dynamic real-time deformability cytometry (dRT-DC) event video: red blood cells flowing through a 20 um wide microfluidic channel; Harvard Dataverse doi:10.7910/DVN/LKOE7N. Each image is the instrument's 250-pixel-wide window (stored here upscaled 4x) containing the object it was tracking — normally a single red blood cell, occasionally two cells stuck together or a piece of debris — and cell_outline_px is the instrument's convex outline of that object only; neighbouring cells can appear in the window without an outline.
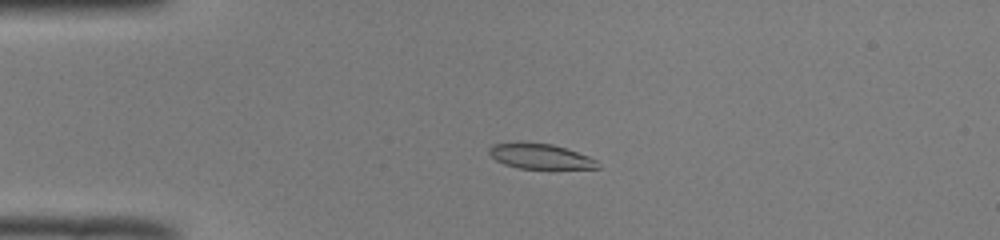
{"species": "common noctule bat (a hibernating species)", "species_latin": "Nyctalus noctula", "temperature_condition": "room temperature", "stored_images_in_passage": 52, "camera_frame_rate_fps": 3000, "um_per_image_px": 0.085, "animal": {"sex": "male", "body_mass_g": 19.0, "forearm_length_mm": 50.8}, "frame": {"image": 1, "passage_image": 13, "time_ms": 4.0, "image_size_px": [1000, 240], "cell_outline_px": [[600, 168], [520, 168], [504, 164], [496, 160], [488, 152], [488, 148], [492, 144], [516, 140], [520, 140], [552, 144], [588, 156], [596, 160]], "centroid_in_image_um": [45.82, 13.24], "position_along_channel_um": 39.2, "area_um2": 16.07}}
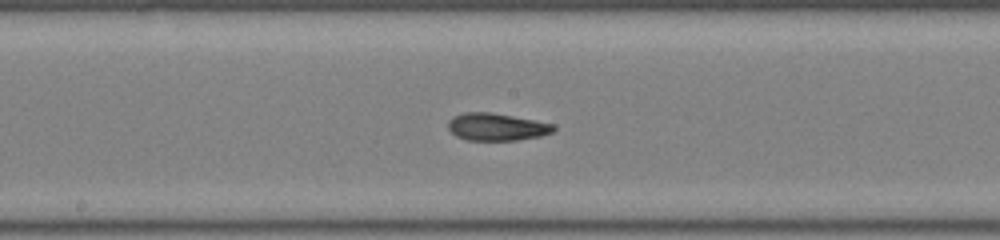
{"frame": {"image": 2, "passage_image": 28, "time_ms": 9.0, "image_size_px": [1000, 240], "cell_outline_px": [[556, 128], [552, 132], [540, 136], [516, 140], [468, 140], [456, 136], [448, 128], [448, 120], [452, 116], [464, 112], [488, 112], [512, 116], [556, 124]], "centroid_in_image_um": [42.2, 10.78], "position_along_channel_um": 206.0, "area_um2": 16.82}}
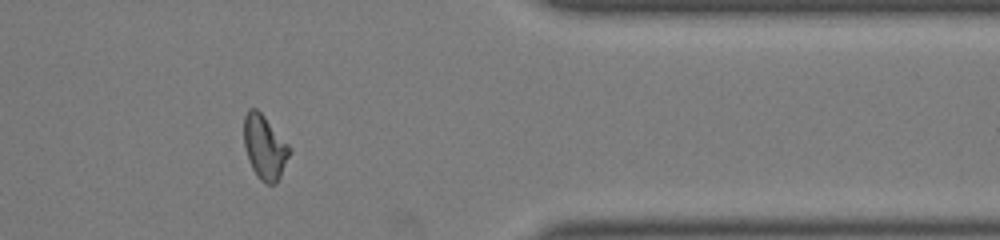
{"frame": {"image": 3, "passage_image": 43, "time_ms": 14.0, "image_size_px": [1000, 240], "cell_outline_px": [[292, 152], [276, 184], [264, 184], [256, 176], [252, 168], [244, 144], [244, 116], [248, 108], [256, 108], [264, 116], [292, 148]], "centroid_in_image_um": [22.51, 12.52], "position_along_channel_um": 388.9, "area_um2": 17.11}, "authors_computed_cell_mechanics": {"area_um2": 16.9065, "velocity_mm_per_s": 4.0021, "shape_relaxation_time_tau1_ms": 5.5906, "shape_relaxation_time_tau2_ms": 2.2165, "deformation_change_tau1": 0.1869, "deformation_change_tau2": 0.0865}}